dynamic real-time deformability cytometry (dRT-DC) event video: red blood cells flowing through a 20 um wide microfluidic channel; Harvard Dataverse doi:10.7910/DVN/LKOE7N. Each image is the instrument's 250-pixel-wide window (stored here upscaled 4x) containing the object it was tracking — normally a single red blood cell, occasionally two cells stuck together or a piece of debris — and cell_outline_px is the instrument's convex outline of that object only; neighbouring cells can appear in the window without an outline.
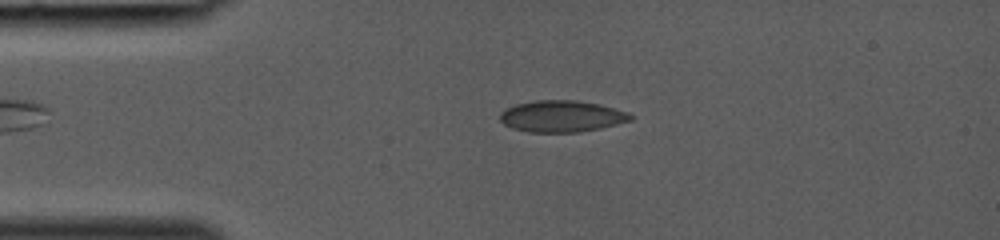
{"species": "common noctule bat (a hibernating species)", "species_latin": "Nyctalus noctula", "temperature_condition": "room temperature", "stored_images_in_passage": 37, "camera_frame_rate_fps": 3000, "um_per_image_px": 0.085, "animal": {"sex": "female", "body_mass_g": 19.0, "forearm_length_mm": 53.3}, "frame": {"image": 1, "passage_image": 8, "time_ms": 2.333, "image_size_px": [1000, 240], "cell_outline_px": [[636, 116], [632, 120], [600, 128], [580, 132], [528, 132], [512, 128], [504, 124], [500, 120], [500, 112], [504, 108], [516, 104], [536, 100], [576, 100], [600, 104], [628, 112]], "centroid_in_image_um": [47.75, 9.88], "position_along_channel_um": 37.3, "area_um2": 24.16}}
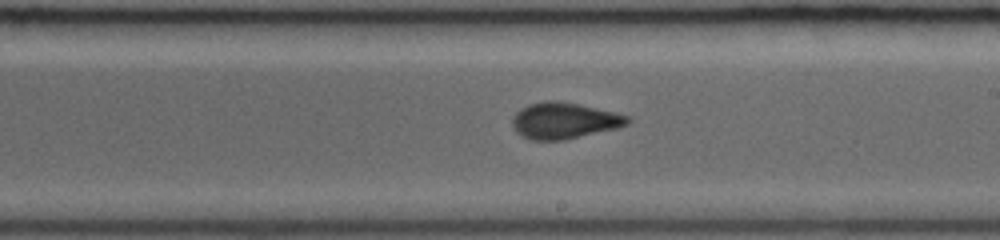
{"frame": {"image": 2, "passage_image": 22, "time_ms": 7.0, "image_size_px": [1000, 240], "cell_outline_px": [[632, 120], [628, 124], [620, 128], [564, 140], [532, 140], [516, 132], [512, 124], [512, 116], [520, 108], [528, 104], [544, 100], [556, 100], [616, 112], [632, 116]], "centroid_in_image_um": [47.99, 10.25], "position_along_channel_um": 241.0, "area_um2": 24.62}}
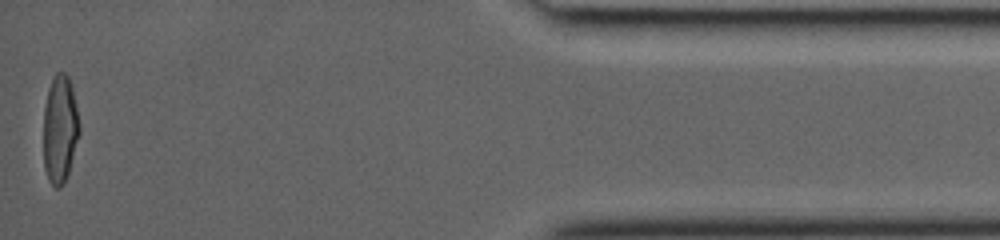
{"frame": {"image": 3, "passage_image": 37, "time_ms": 12.0, "image_size_px": [1000, 240], "cell_outline_px": [[80, 132], [68, 172], [64, 184], [60, 188], [56, 188], [48, 180], [44, 168], [44, 108], [48, 88], [56, 72], [64, 72], [68, 76], [72, 88], [80, 124]], "centroid_in_image_um": [5.09, 10.99], "position_along_channel_um": 430.1, "area_um2": 22.54}}